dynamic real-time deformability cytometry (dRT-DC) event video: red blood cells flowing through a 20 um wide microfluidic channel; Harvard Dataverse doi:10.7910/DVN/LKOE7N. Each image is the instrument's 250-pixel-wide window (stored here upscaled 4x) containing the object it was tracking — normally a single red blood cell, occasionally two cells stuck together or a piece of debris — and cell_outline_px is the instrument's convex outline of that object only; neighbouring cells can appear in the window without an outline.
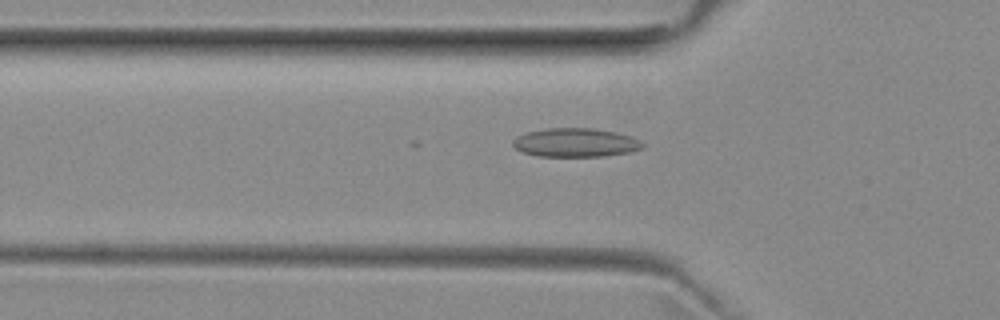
{"species": "common noctule bat (a hibernating species)", "species_latin": "Nyctalus noctula", "temperature_condition": "room temperature", "stored_images_in_passage": 12, "camera_frame_rate_fps": 3000, "um_per_image_px": 0.085, "animal": {"sex": "female", "body_mass_g": 29.2, "forearm_length_mm": 56.3}, "frame": {"image": 1, "passage_image": 7, "time_ms": 2.0, "image_size_px": [1000, 320], "cell_outline_px": [[644, 148], [628, 152], [604, 156], [536, 156], [524, 152], [516, 148], [512, 144], [512, 140], [516, 136], [524, 132], [548, 128], [592, 128], [616, 132], [632, 136], [640, 140], [644, 144]], "centroid_in_image_um": [48.91, 12.11], "position_along_channel_um": 76.9, "area_um2": 21.85}}
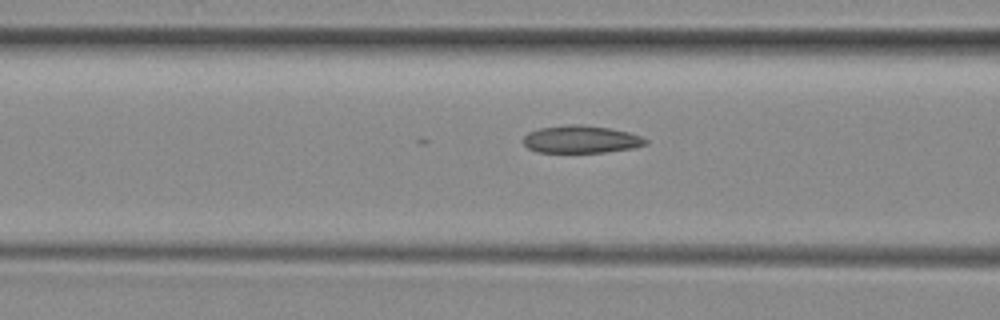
{"frame": {"image": 2, "passage_image": 10, "time_ms": 3.0, "image_size_px": [1000, 320], "cell_outline_px": [[648, 144], [632, 148], [604, 152], [536, 152], [528, 148], [524, 144], [524, 136], [528, 132], [540, 128], [568, 124], [580, 124], [608, 128], [628, 132], [640, 136], [648, 140]], "centroid_in_image_um": [49.38, 11.84], "position_along_channel_um": 117.2, "area_um2": 19.54}}